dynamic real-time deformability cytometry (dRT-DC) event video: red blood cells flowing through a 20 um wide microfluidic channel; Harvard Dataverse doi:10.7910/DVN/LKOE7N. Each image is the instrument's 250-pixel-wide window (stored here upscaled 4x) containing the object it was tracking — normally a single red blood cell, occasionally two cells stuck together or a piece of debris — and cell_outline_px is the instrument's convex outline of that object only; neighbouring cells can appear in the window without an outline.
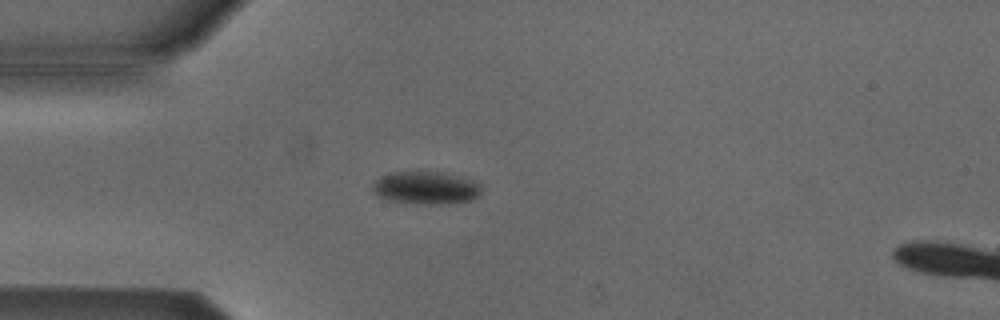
{"species": "Egyptian fruit bat (a non-hibernating species)", "species_latin": "Rousettus aegyptiacus", "temperature_condition": "cold", "stored_images_in_passage": 42, "camera_frame_rate_fps": 3000, "um_per_image_px": 0.085, "animal": {"sex": "male"}, "frame": {"image": 1, "passage_image": 3, "time_ms": 0.667, "image_size_px": [1000, 320], "cell_outline_px": [[480, 196], [472, 200], [440, 204], [404, 204], [388, 200], [380, 196], [372, 188], [372, 184], [380, 176], [388, 172], [420, 168], [444, 172], [472, 180], [480, 184]], "centroid_in_image_um": [36.16, 15.92], "position_along_channel_um": 48.8, "area_um2": 21.73}}
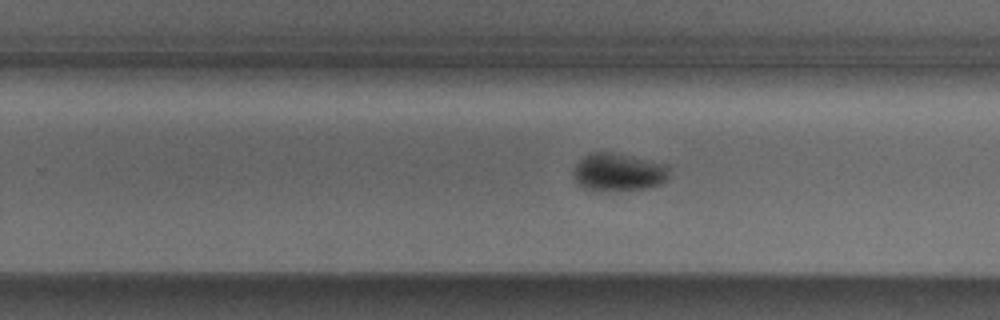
{"frame": {"image": 2, "passage_image": 22, "time_ms": 7.0, "image_size_px": [1000, 320], "cell_outline_px": [[668, 176], [660, 184], [648, 188], [596, 192], [584, 188], [572, 176], [572, 168], [588, 152], [616, 152], [668, 164]], "centroid_in_image_um": [52.53, 14.63], "position_along_channel_um": 277.3, "area_um2": 21.56}}
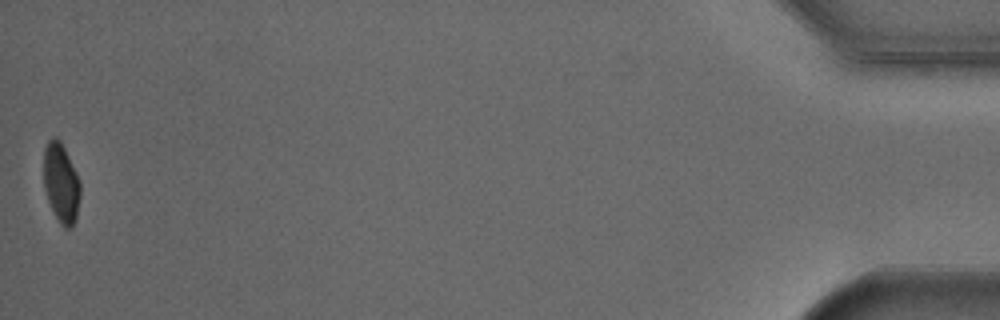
{"frame": {"image": 3, "passage_image": 42, "time_ms": 13.667, "image_size_px": [1000, 320], "cell_outline_px": [[80, 196], [76, 220], [72, 228], [64, 228], [60, 224], [48, 200], [44, 188], [44, 148], [48, 140], [52, 136], [56, 136], [60, 140], [80, 180]], "centroid_in_image_um": [5.2, 15.55], "position_along_channel_um": 430.0, "area_um2": 16.99}, "authors_computed_cell_mechanics": {"area_um2": 20.4901, "velocity_mm_per_s": 3.8181, "shape_relaxation_time_tau1_ms": 2.0305, "shape_relaxation_time_tau2_ms": null, "deformation_change_tau1": 0.066, "deformation_change_tau2": null}}